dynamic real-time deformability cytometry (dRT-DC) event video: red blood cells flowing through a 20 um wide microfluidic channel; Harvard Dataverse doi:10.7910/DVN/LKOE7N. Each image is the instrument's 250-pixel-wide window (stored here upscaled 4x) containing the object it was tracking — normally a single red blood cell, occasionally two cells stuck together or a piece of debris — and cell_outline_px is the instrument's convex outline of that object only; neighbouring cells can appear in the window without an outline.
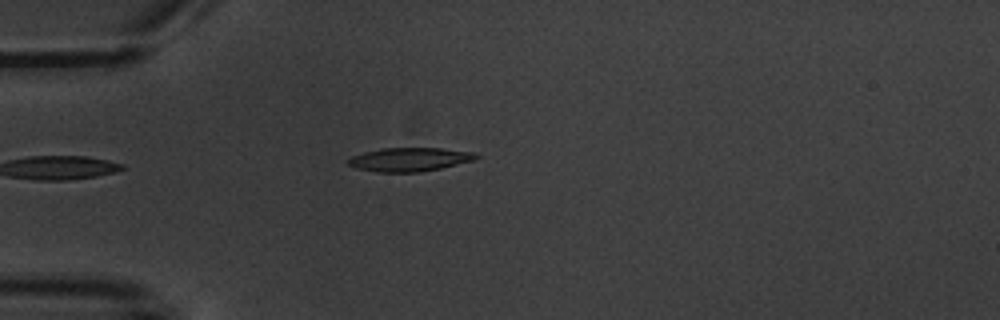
{"species": "common noctule bat (a hibernating species)", "species_latin": "Nyctalus noctula", "temperature_condition": "warm", "stored_images_in_passage": 4, "camera_frame_rate_fps": 3000, "um_per_image_px": 0.085, "animal": {"sex": "male", "body_mass_g": 20.1, "forearm_length_mm": 53.5}, "frame": {"image": 1, "passage_image": 4, "time_ms": 4.0, "image_size_px": [1000, 320], "cell_outline_px": [[480, 156], [476, 160], [440, 168], [420, 172], [376, 172], [356, 168], [348, 164], [344, 160], [352, 156], [364, 152], [384, 148], [440, 148], [476, 152]], "centroid_in_image_um": [34.82, 13.55], "position_along_channel_um": 50.2, "area_um2": 17.8}}